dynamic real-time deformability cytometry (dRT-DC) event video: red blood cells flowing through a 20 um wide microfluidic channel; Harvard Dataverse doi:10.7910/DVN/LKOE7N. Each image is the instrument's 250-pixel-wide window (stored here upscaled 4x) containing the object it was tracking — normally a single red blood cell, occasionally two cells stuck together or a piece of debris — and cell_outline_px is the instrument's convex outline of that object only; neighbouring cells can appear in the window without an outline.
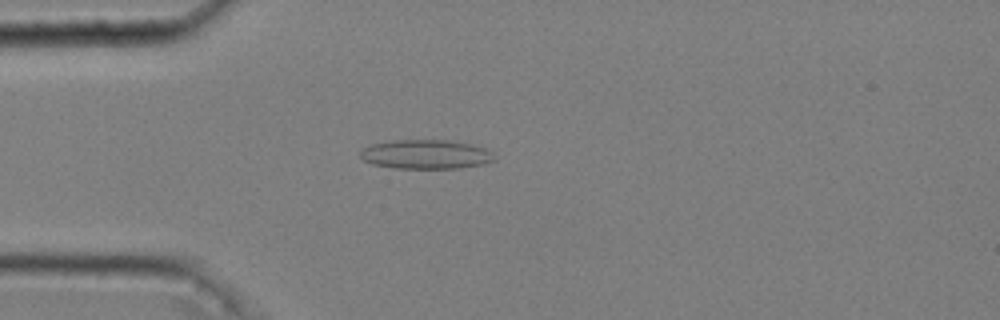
{"species": "common noctule bat (a hibernating species)", "species_latin": "Nyctalus noctula", "temperature_condition": "cold", "stored_images_in_passage": 49, "camera_frame_rate_fps": 3000, "um_per_image_px": 0.085, "animal": {"sex": "male", "body_mass_g": 20.4}, "frame": {"image": 1, "passage_image": 14, "time_ms": 4.333, "image_size_px": [1000, 320], "cell_outline_px": [[496, 156], [492, 160], [484, 164], [460, 168], [396, 168], [372, 164], [364, 160], [360, 156], [360, 152], [364, 148], [372, 144], [392, 140], [448, 140], [472, 144], [488, 148]], "centroid_in_image_um": [36.23, 13.11], "position_along_channel_um": 48.8, "area_um2": 22.89}}
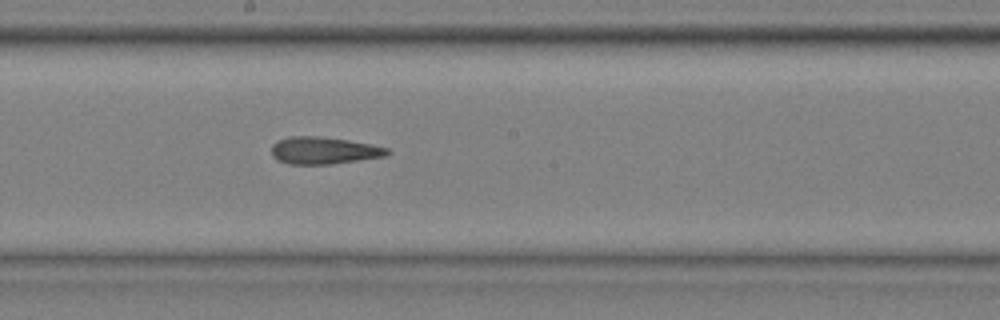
{"frame": {"image": 2, "passage_image": 29, "time_ms": 9.333, "image_size_px": [1000, 320], "cell_outline_px": [[392, 152], [388, 156], [332, 164], [288, 164], [276, 160], [272, 156], [272, 144], [288, 136], [320, 136], [348, 140], [372, 144], [388, 148]], "centroid_in_image_um": [27.55, 12.8], "position_along_channel_um": 220.6, "area_um2": 18.55}}
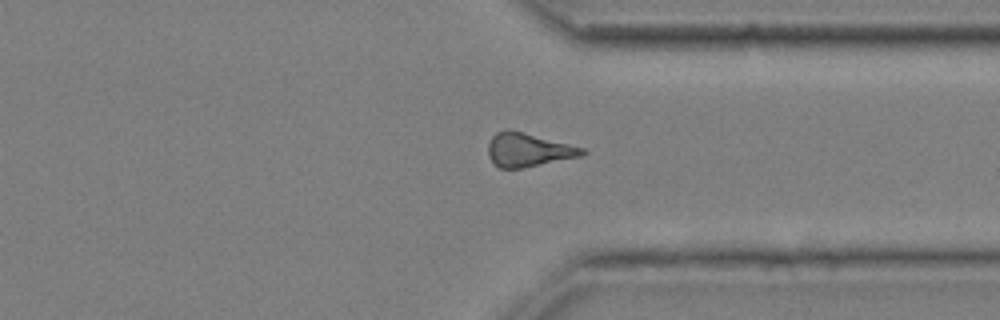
{"frame": {"image": 3, "passage_image": 41, "time_ms": 13.333, "image_size_px": [1000, 320], "cell_outline_px": [[588, 152], [584, 156], [520, 168], [500, 168], [488, 156], [488, 144], [492, 136], [496, 132], [504, 128], [508, 128], [524, 132], [584, 148]], "centroid_in_image_um": [44.91, 12.72], "position_along_channel_um": 366.5, "area_um2": 18.5}, "authors_computed_cell_mechanics": {"area_um2": 18.6694, "velocity_mm_per_s": 3.6528, "shape_relaxation_time_tau1_ms": null, "shape_relaxation_time_tau2_ms": 4.0197, "deformation_change_tau1": null, "deformation_change_tau2": 0.1582}}